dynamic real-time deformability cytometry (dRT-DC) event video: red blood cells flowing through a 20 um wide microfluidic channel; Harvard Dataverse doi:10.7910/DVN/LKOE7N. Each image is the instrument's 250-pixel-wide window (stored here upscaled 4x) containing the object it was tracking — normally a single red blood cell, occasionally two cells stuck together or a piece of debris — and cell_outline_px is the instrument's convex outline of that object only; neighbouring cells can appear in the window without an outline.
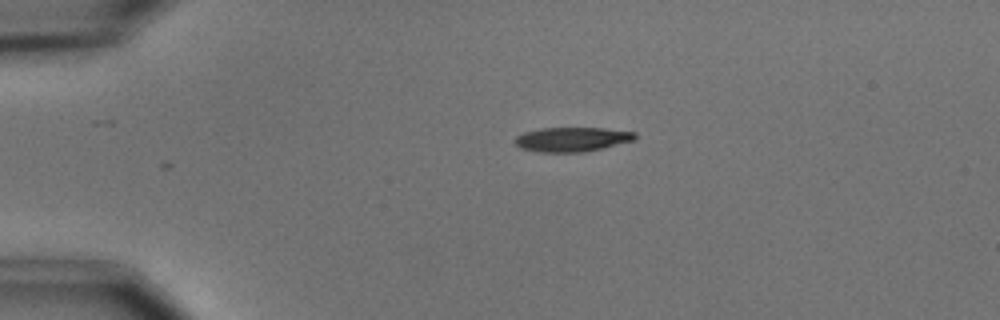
{"species": "common noctule bat (a hibernating species)", "species_latin": "Nyctalus noctula", "temperature_condition": "cold", "stored_images_in_passage": 2, "camera_frame_rate_fps": 3000, "um_per_image_px": 0.085, "animal": {"sex": "male", "body_mass_g": 15.6}, "frame": {"image": 1, "passage_image": 1, "time_ms": 0.0, "image_size_px": [1000, 320], "cell_outline_px": [[636, 140], [604, 148], [584, 152], [540, 152], [520, 148], [516, 144], [516, 136], [524, 132], [540, 128], [604, 128], [636, 132]], "centroid_in_image_um": [48.66, 11.84], "position_along_channel_um": 36.3, "area_um2": 17.17}}